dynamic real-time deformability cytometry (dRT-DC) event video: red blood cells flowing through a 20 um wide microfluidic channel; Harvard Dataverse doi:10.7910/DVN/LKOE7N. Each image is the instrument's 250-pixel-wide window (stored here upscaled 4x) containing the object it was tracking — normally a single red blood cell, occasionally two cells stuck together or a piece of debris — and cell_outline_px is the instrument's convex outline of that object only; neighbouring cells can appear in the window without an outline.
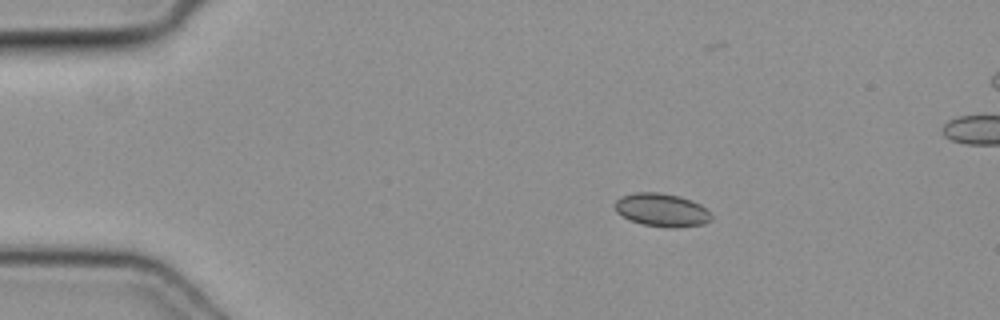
{"species": "common noctule bat (a hibernating species)", "species_latin": "Nyctalus noctula", "temperature_condition": "cold", "stored_images_in_passage": 43, "camera_frame_rate_fps": 3000, "um_per_image_px": 0.085, "animal": {"sex": "female", "body_mass_g": 19.3, "forearm_length_mm": 54.1}, "frame": {"image": 1, "passage_image": 1, "time_ms": 0.0, "image_size_px": [1000, 320], "cell_outline_px": [[712, 220], [704, 224], [676, 228], [668, 228], [640, 224], [628, 220], [616, 212], [612, 204], [620, 196], [636, 192], [660, 192], [680, 196], [692, 200], [700, 204], [712, 216]], "centroid_in_image_um": [56.2, 17.85], "position_along_channel_um": 28.8, "area_um2": 19.07}}
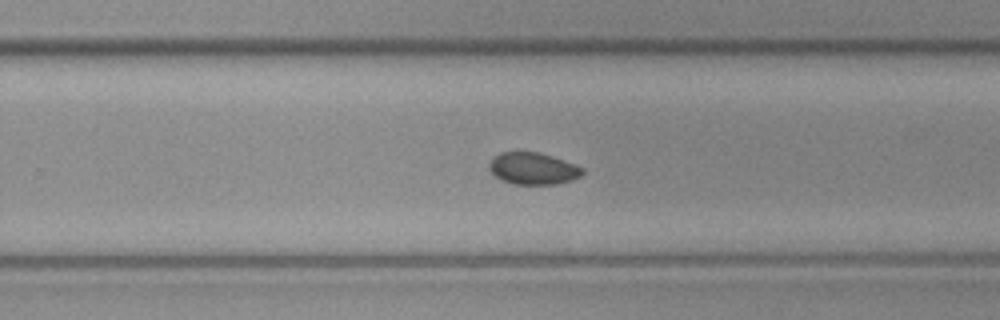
{"frame": {"image": 2, "passage_image": 24, "time_ms": 7.667, "image_size_px": [1000, 320], "cell_outline_px": [[584, 172], [580, 176], [572, 180], [556, 184], [512, 184], [500, 180], [488, 168], [488, 164], [492, 156], [500, 152], [540, 152], [552, 156], [584, 168]], "centroid_in_image_um": [45.27, 14.32], "position_along_channel_um": 284.5, "area_um2": 17.46}}
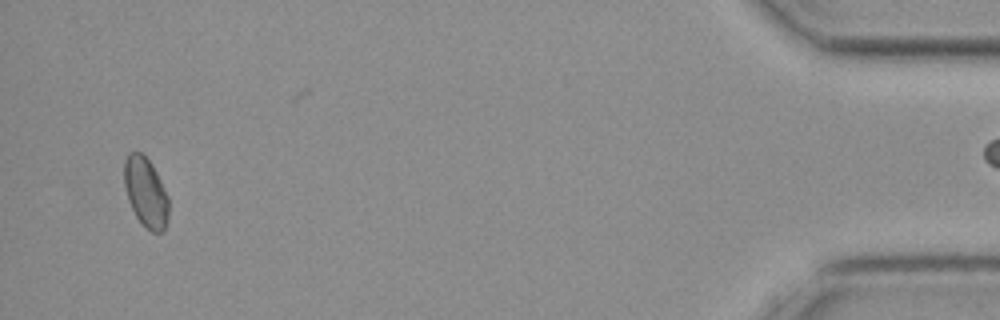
{"frame": {"image": 3, "passage_image": 40, "time_ms": 13.0, "image_size_px": [1000, 320], "cell_outline_px": [[168, 220], [164, 228], [160, 232], [152, 232], [136, 216], [128, 200], [124, 184], [124, 160], [128, 152], [140, 152], [152, 164], [168, 196]], "centroid_in_image_um": [12.38, 16.31], "position_along_channel_um": 422.8, "area_um2": 17.8}}